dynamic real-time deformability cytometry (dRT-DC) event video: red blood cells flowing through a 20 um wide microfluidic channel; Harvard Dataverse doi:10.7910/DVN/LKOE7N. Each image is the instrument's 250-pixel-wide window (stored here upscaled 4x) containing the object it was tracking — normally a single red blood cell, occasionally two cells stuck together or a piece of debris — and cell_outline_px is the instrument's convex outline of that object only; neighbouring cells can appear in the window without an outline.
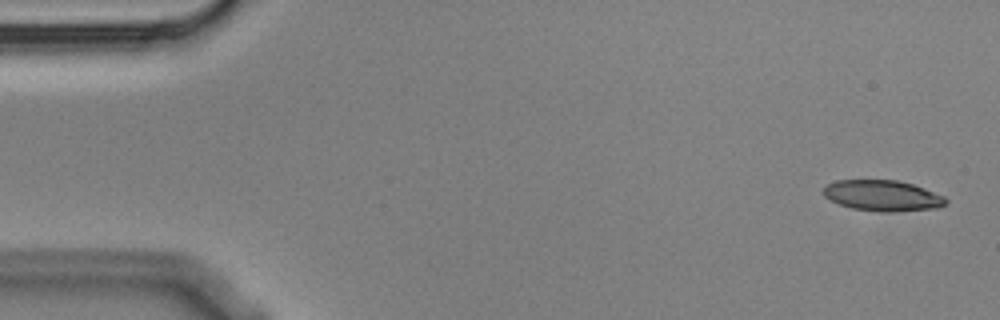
{"species": "Egyptian fruit bat (a non-hibernating species)", "species_latin": "Rousettus aegyptiacus", "temperature_condition": "cold", "stored_images_in_passage": 5, "camera_frame_rate_fps": 3000, "um_per_image_px": 0.085, "animal": {"sex": "male"}, "frame": {"image": 1, "passage_image": 1, "time_ms": 0.0, "image_size_px": [1000, 320], "cell_outline_px": [[948, 200], [940, 208], [892, 212], [880, 212], [852, 208], [840, 204], [824, 196], [824, 188], [828, 184], [836, 180], [896, 180], [912, 184], [924, 188], [944, 196]], "centroid_in_image_um": [75.05, 16.63], "position_along_channel_um": 10.0, "area_um2": 21.91}}
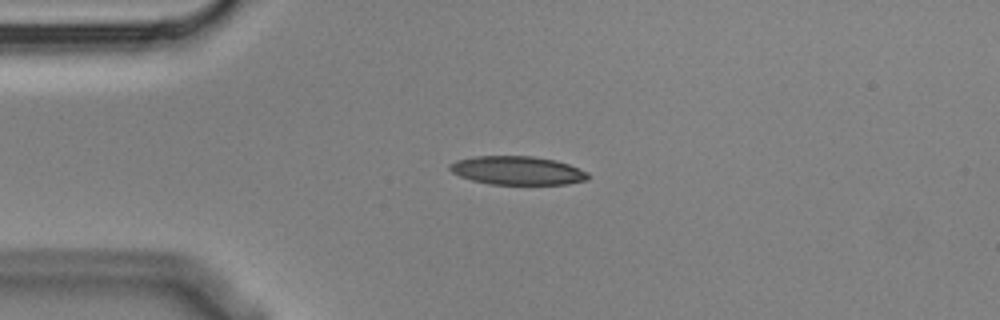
{"frame": {"image": 2, "passage_image": 4, "time_ms": 1.0, "image_size_px": [1000, 320], "cell_outline_px": [[588, 180], [568, 184], [488, 184], [472, 180], [460, 176], [452, 172], [448, 168], [448, 164], [456, 160], [476, 156], [532, 156], [556, 160], [568, 164], [588, 172]], "centroid_in_image_um": [43.96, 14.49], "position_along_channel_um": 41.0, "area_um2": 23.06}}